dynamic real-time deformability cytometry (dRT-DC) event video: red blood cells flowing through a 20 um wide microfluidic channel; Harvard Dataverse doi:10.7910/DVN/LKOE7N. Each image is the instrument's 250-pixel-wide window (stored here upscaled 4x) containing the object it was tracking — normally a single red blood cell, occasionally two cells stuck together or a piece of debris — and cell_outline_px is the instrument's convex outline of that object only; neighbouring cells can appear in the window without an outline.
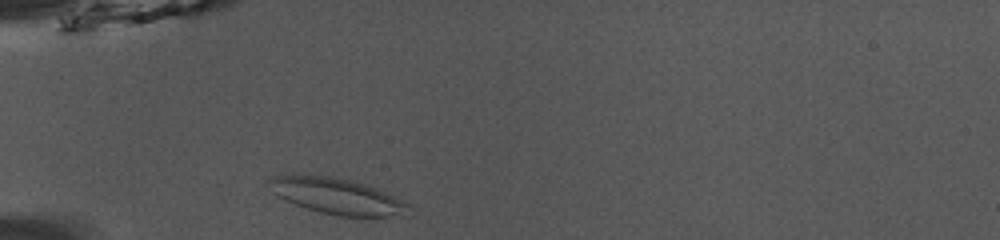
{"species": "common noctule bat (a hibernating species)", "species_latin": "Nyctalus noctula", "temperature_condition": "room temperature", "stored_images_in_passage": 36, "camera_frame_rate_fps": 3000, "um_per_image_px": 0.085, "animal": {"sex": "male", "body_mass_g": 13.0, "forearm_length_mm": 53.1}, "frame": {"image": 1, "passage_image": 1, "time_ms": 0.0, "image_size_px": [1000, 240], "cell_outline_px": [[412, 216], [340, 216], [320, 212], [296, 204], [272, 192], [264, 184], [272, 176], [292, 172], [300, 172], [332, 176], [352, 180], [376, 188], [404, 200], [412, 204]], "centroid_in_image_um": [28.65, 16.63], "position_along_channel_um": 56.3, "area_um2": 30.29}}
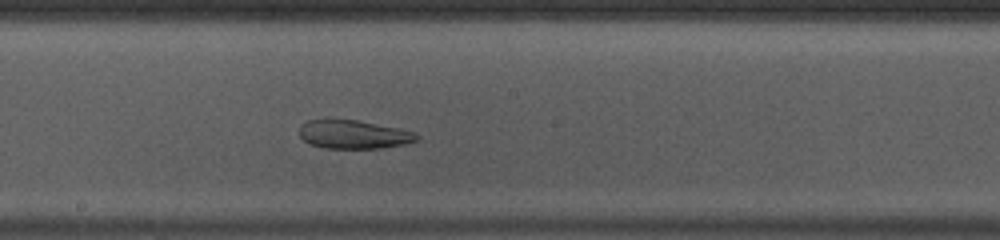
{"frame": {"image": 2, "passage_image": 14, "time_ms": 4.333, "image_size_px": [1000, 240], "cell_outline_px": [[420, 140], [404, 144], [380, 148], [324, 148], [312, 144], [304, 140], [300, 136], [300, 124], [308, 120], [324, 116], [356, 120], [400, 128], [416, 132], [420, 136]], "centroid_in_image_um": [30.04, 11.38], "position_along_channel_um": 218.2, "area_um2": 20.17}}
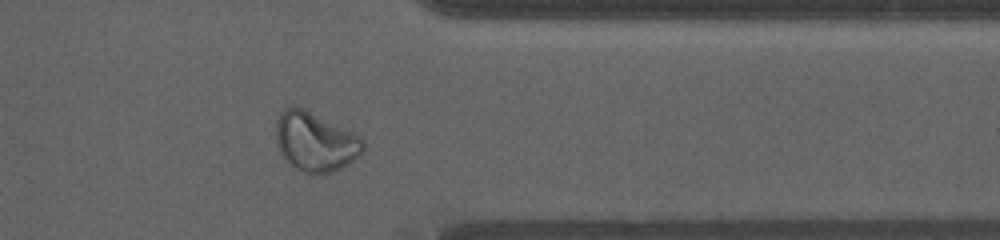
{"frame": {"image": 3, "passage_image": 27, "time_ms": 8.667, "image_size_px": [1000, 240], "cell_outline_px": [[364, 148], [348, 164], [332, 172], [312, 176], [308, 176], [296, 168], [280, 152], [276, 144], [276, 120], [280, 112], [284, 108], [292, 104], [352, 132], [360, 136], [364, 140]], "centroid_in_image_um": [26.76, 12.07], "position_along_channel_um": 384.6, "area_um2": 29.82}, "authors_computed_cell_mechanics": {"area_um2": 26.0389, "velocity_mm_per_s": 3.9383, "shape_relaxation_time_tau1_ms": null, "shape_relaxation_time_tau2_ms": 1.8817, "deformation_change_tau1": null, "deformation_change_tau2": 0.08}}